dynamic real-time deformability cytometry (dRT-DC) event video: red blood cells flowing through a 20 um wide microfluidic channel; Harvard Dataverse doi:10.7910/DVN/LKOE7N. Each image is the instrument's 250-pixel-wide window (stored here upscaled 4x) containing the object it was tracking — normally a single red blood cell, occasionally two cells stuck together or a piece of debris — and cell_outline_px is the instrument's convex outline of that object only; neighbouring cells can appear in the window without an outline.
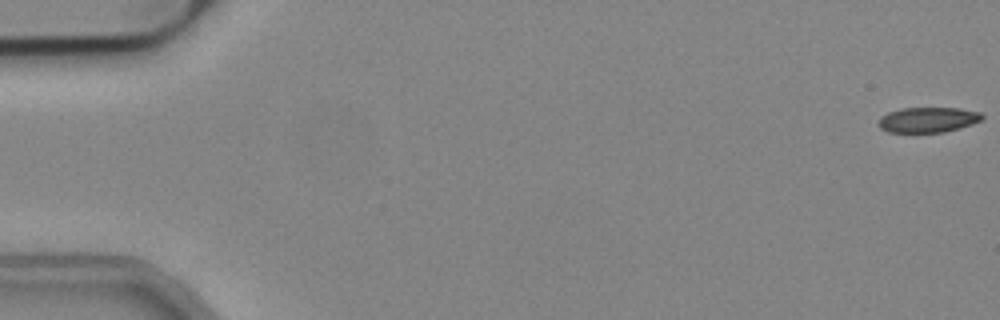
{"species": "common noctule bat (a hibernating species)", "species_latin": "Nyctalus noctula", "temperature_condition": "cold", "stored_images_in_passage": 54, "camera_frame_rate_fps": 3000, "um_per_image_px": 0.085, "animal": {"sex": "male", "body_mass_g": 19.2, "forearm_length_mm": 51.8}, "frame": {"image": 1, "passage_image": 1, "time_ms": 0.0, "image_size_px": [1000, 320], "cell_outline_px": [[984, 120], [960, 128], [944, 132], [888, 132], [880, 128], [876, 124], [880, 116], [888, 112], [900, 108], [960, 108], [980, 112], [984, 116]], "centroid_in_image_um": [78.87, 10.18], "position_along_channel_um": 6.1, "area_um2": 15.49}}
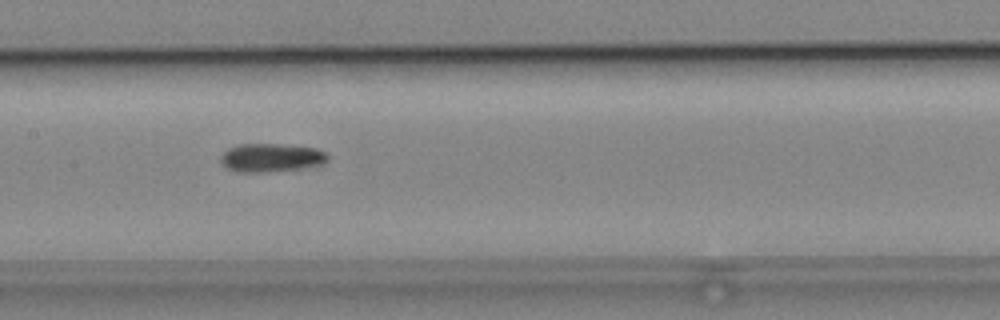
{"frame": {"image": 2, "passage_image": 27, "time_ms": 8.667, "image_size_px": [1000, 320], "cell_outline_px": [[328, 160], [320, 164], [300, 168], [268, 172], [240, 172], [228, 168], [220, 160], [220, 156], [228, 148], [236, 144], [280, 144], [316, 148], [328, 152]], "centroid_in_image_um": [23.05, 13.39], "position_along_channel_um": 184.4, "area_um2": 17.69}}
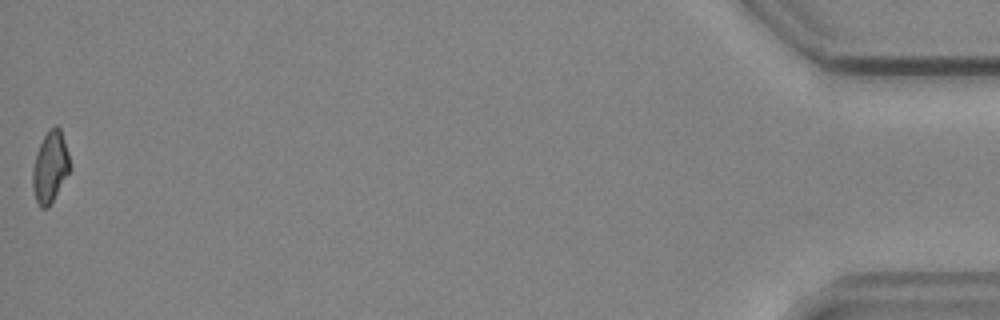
{"frame": {"image": 3, "passage_image": 54, "time_ms": 17.667, "image_size_px": [1000, 320], "cell_outline_px": [[72, 168], [48, 208], [40, 208], [36, 200], [32, 188], [32, 168], [36, 152], [48, 128], [56, 124], [60, 128], [68, 152]], "centroid_in_image_um": [4.26, 14.18], "position_along_channel_um": 430.9, "area_um2": 15.72}}